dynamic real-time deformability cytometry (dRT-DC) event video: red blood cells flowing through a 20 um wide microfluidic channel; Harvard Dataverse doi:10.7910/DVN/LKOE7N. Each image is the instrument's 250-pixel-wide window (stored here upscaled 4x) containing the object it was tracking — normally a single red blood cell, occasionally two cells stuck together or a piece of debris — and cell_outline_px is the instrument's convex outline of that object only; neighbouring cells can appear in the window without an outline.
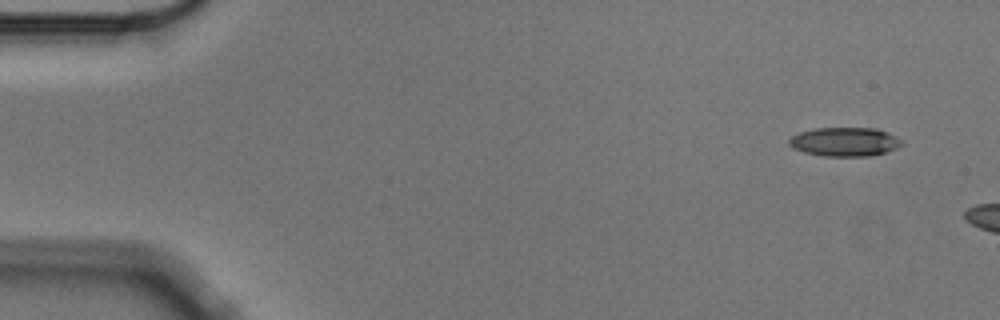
{"species": "Egyptian fruit bat (a non-hibernating species)", "species_latin": "Rousettus aegyptiacus", "temperature_condition": "cold", "stored_images_in_passage": 2, "camera_frame_rate_fps": 3000, "um_per_image_px": 0.085, "animal": {"sex": "male"}, "frame": {"image": 1, "passage_image": 2, "time_ms": 0.333, "image_size_px": [1000, 320], "cell_outline_px": [[904, 144], [896, 148], [884, 152], [868, 156], [824, 156], [804, 152], [792, 148], [788, 144], [788, 140], [792, 136], [800, 132], [812, 128], [876, 128], [896, 136]], "centroid_in_image_um": [71.77, 12.05], "position_along_channel_um": 13.2, "area_um2": 18.96}}